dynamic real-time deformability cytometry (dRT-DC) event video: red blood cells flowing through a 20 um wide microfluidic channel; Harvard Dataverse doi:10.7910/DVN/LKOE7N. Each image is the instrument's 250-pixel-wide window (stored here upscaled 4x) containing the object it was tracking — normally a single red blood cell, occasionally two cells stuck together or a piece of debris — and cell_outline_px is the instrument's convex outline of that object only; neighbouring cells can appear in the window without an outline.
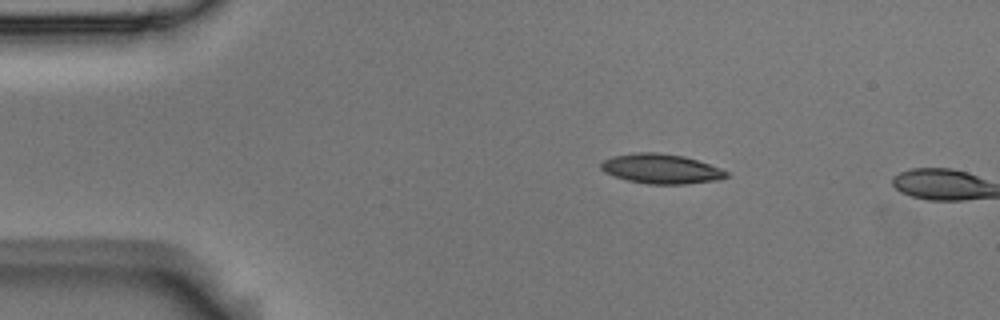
{"species": "Egyptian fruit bat (a non-hibernating species)", "species_latin": "Rousettus aegyptiacus", "temperature_condition": "room temperature", "stored_images_in_passage": 3, "camera_frame_rate_fps": 3000, "um_per_image_px": 0.085, "animal": {"sex": "male"}, "frame": {"image": 1, "passage_image": 2, "time_ms": 0.333, "image_size_px": [1000, 320], "cell_outline_px": [[728, 176], [720, 180], [684, 184], [648, 184], [628, 180], [604, 172], [600, 168], [600, 164], [604, 160], [612, 156], [636, 152], [656, 152], [684, 156], [720, 168], [728, 172]], "centroid_in_image_um": [56.19, 14.35], "position_along_channel_um": 28.8, "area_um2": 21.62}}